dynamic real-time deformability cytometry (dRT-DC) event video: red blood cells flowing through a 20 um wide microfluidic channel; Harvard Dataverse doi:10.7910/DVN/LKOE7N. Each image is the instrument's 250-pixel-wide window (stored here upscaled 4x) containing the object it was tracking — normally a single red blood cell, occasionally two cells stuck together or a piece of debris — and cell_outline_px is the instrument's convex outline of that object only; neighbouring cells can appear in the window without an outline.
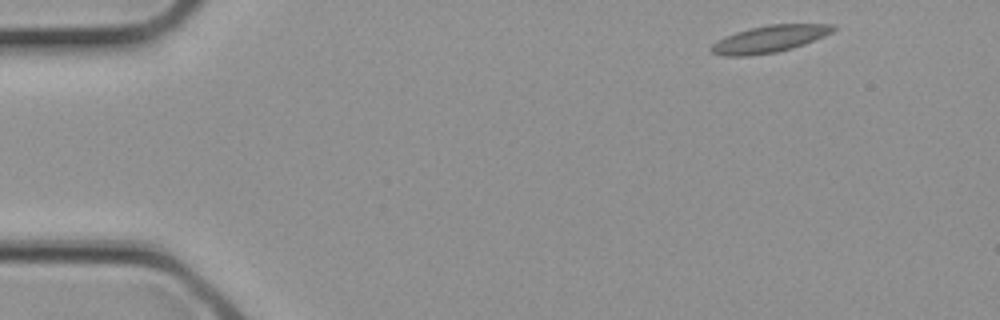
{"species": "common noctule bat (a hibernating species)", "species_latin": "Nyctalus noctula", "temperature_condition": "cold", "stored_images_in_passage": 2, "camera_frame_rate_fps": 3000, "um_per_image_px": 0.085, "animal": {"sex": "female", "body_mass_g": 21.9}, "frame": {"image": 1, "passage_image": 1, "time_ms": 0.0, "image_size_px": [1000, 320], "cell_outline_px": [[836, 28], [832, 32], [824, 36], [804, 44], [792, 48], [776, 52], [748, 56], [724, 56], [712, 52], [708, 48], [712, 44], [736, 32], [768, 24], [832, 24]], "centroid_in_image_um": [65.41, 3.32], "position_along_channel_um": 19.6, "area_um2": 18.9}}